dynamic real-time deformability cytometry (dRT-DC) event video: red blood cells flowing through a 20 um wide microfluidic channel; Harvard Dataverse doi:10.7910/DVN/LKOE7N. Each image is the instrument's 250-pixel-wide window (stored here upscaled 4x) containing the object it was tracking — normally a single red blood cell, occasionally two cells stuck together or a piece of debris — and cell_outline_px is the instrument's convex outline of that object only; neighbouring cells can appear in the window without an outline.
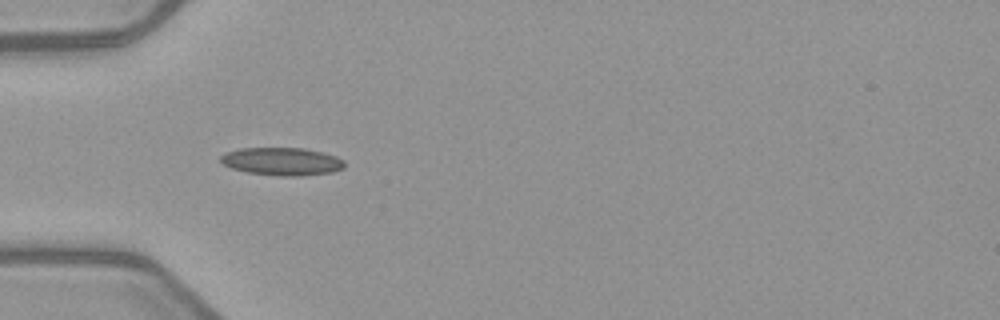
{"species": "common noctule bat (a hibernating species)", "species_latin": "Nyctalus noctula", "temperature_condition": "warm", "stored_images_in_passage": 6, "camera_frame_rate_fps": 3000, "um_per_image_px": 0.085, "animal": {"sex": "female", "body_mass_g": 21.9}, "frame": {"image": 1, "passage_image": 5, "time_ms": 5.667, "image_size_px": [1000, 320], "cell_outline_px": [[344, 168], [332, 172], [300, 176], [280, 176], [248, 172], [232, 168], [224, 164], [220, 160], [220, 156], [224, 152], [240, 148], [304, 148], [336, 156], [344, 160]], "centroid_in_image_um": [23.96, 13.72], "position_along_channel_um": 61.0, "area_um2": 20.06}}
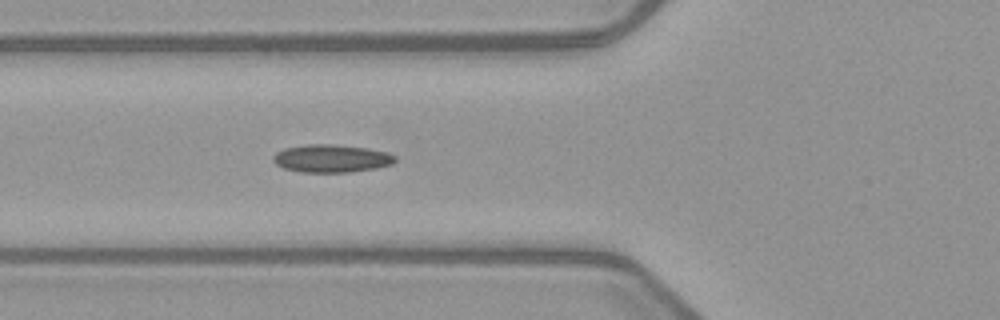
{"frame": {"image": 2, "passage_image": 6, "time_ms": 6.667, "image_size_px": [1000, 320], "cell_outline_px": [[396, 160], [392, 164], [376, 168], [348, 172], [300, 172], [284, 168], [276, 164], [272, 160], [272, 156], [276, 152], [284, 148], [308, 144], [332, 144], [368, 148], [388, 152], [396, 156]], "centroid_in_image_um": [28.16, 13.46], "position_along_channel_um": 97.6, "area_um2": 19.88}}